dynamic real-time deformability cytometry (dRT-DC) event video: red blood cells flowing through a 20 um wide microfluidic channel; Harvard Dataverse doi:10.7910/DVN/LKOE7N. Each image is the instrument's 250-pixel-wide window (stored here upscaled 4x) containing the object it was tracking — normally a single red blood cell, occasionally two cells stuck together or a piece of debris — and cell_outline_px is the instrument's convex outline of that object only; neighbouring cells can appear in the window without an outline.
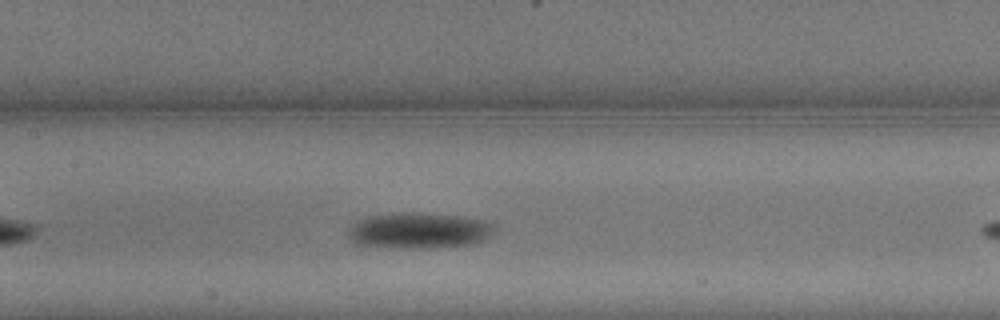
{"species": "common noctule bat (a hibernating species)", "species_latin": "Nyctalus noctula", "temperature_condition": "warm", "stored_images_in_passage": 14, "camera_frame_rate_fps": 3000, "um_per_image_px": 0.085, "animal": {"sex": "male", "body_mass_g": 13.3}, "frame": {"image": 1, "passage_image": 5, "time_ms": 1.333, "image_size_px": [1000, 320], "cell_outline_px": [[492, 232], [484, 240], [472, 244], [428, 248], [408, 248], [360, 244], [352, 240], [348, 236], [348, 232], [356, 220], [364, 216], [404, 212], [460, 216], [488, 220], [492, 224]], "centroid_in_image_um": [35.61, 19.58], "position_along_channel_um": 171.8, "area_um2": 30.23}}
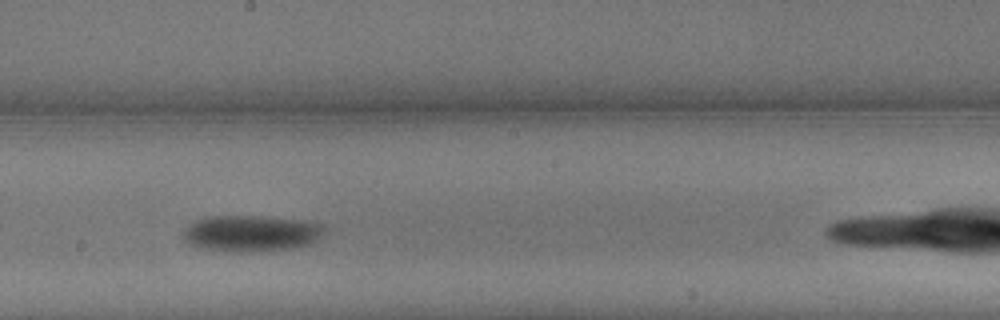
{"frame": {"image": 2, "passage_image": 7, "time_ms": 2.0, "image_size_px": [1000, 320], "cell_outline_px": [[324, 232], [316, 240], [308, 244], [288, 248], [240, 252], [204, 248], [188, 244], [184, 240], [184, 232], [188, 224], [196, 220], [208, 216], [256, 216], [304, 220], [324, 224]], "centroid_in_image_um": [21.34, 19.81], "position_along_channel_um": 226.9, "area_um2": 29.42}}
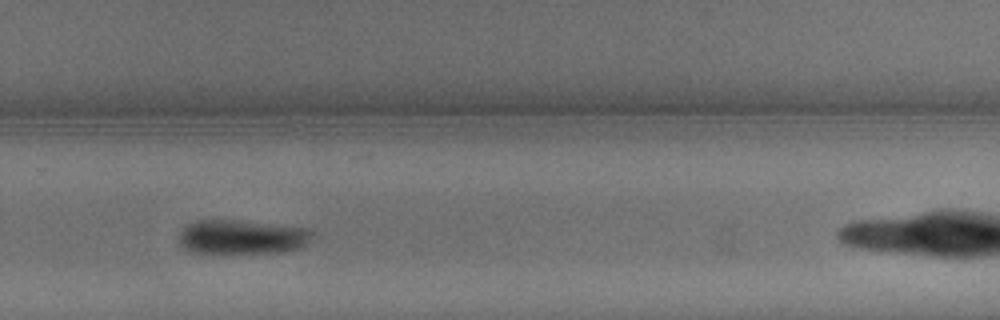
{"frame": {"image": 3, "passage_image": 10, "time_ms": 3.0, "image_size_px": [1000, 320], "cell_outline_px": [[312, 232], [308, 244], [304, 248], [284, 252], [208, 256], [188, 252], [180, 244], [180, 232], [188, 224], [196, 220], [232, 220], [308, 228]], "centroid_in_image_um": [20.52, 20.21], "position_along_channel_um": 309.3, "area_um2": 27.74}}